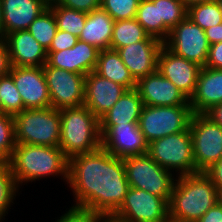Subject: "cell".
I'll list each match as a JSON object with an SVG mask.
<instances>
[{"label": "cell", "mask_w": 222, "mask_h": 222, "mask_svg": "<svg viewBox=\"0 0 222 222\" xmlns=\"http://www.w3.org/2000/svg\"><path fill=\"white\" fill-rule=\"evenodd\" d=\"M25 109L51 107L49 89L42 67H15L9 73Z\"/></svg>", "instance_id": "obj_14"}, {"label": "cell", "mask_w": 222, "mask_h": 222, "mask_svg": "<svg viewBox=\"0 0 222 222\" xmlns=\"http://www.w3.org/2000/svg\"><path fill=\"white\" fill-rule=\"evenodd\" d=\"M8 163L18 187L50 175H62L68 181L69 160L60 147L16 144Z\"/></svg>", "instance_id": "obj_3"}, {"label": "cell", "mask_w": 222, "mask_h": 222, "mask_svg": "<svg viewBox=\"0 0 222 222\" xmlns=\"http://www.w3.org/2000/svg\"><path fill=\"white\" fill-rule=\"evenodd\" d=\"M147 154L168 171H179V176L197 173L189 129L150 142Z\"/></svg>", "instance_id": "obj_7"}, {"label": "cell", "mask_w": 222, "mask_h": 222, "mask_svg": "<svg viewBox=\"0 0 222 222\" xmlns=\"http://www.w3.org/2000/svg\"><path fill=\"white\" fill-rule=\"evenodd\" d=\"M164 45L174 54L205 67L210 44L204 30L188 16L170 31Z\"/></svg>", "instance_id": "obj_12"}, {"label": "cell", "mask_w": 222, "mask_h": 222, "mask_svg": "<svg viewBox=\"0 0 222 222\" xmlns=\"http://www.w3.org/2000/svg\"><path fill=\"white\" fill-rule=\"evenodd\" d=\"M76 204L103 215H113L130 188L122 158L99 149L69 160L68 181Z\"/></svg>", "instance_id": "obj_1"}, {"label": "cell", "mask_w": 222, "mask_h": 222, "mask_svg": "<svg viewBox=\"0 0 222 222\" xmlns=\"http://www.w3.org/2000/svg\"><path fill=\"white\" fill-rule=\"evenodd\" d=\"M105 216L87 208L72 206L56 222H100Z\"/></svg>", "instance_id": "obj_36"}, {"label": "cell", "mask_w": 222, "mask_h": 222, "mask_svg": "<svg viewBox=\"0 0 222 222\" xmlns=\"http://www.w3.org/2000/svg\"><path fill=\"white\" fill-rule=\"evenodd\" d=\"M4 40L12 66L42 67L47 62V51L28 30L9 33Z\"/></svg>", "instance_id": "obj_20"}, {"label": "cell", "mask_w": 222, "mask_h": 222, "mask_svg": "<svg viewBox=\"0 0 222 222\" xmlns=\"http://www.w3.org/2000/svg\"><path fill=\"white\" fill-rule=\"evenodd\" d=\"M189 130L197 172H205L222 158V127L205 114L194 113Z\"/></svg>", "instance_id": "obj_9"}, {"label": "cell", "mask_w": 222, "mask_h": 222, "mask_svg": "<svg viewBox=\"0 0 222 222\" xmlns=\"http://www.w3.org/2000/svg\"><path fill=\"white\" fill-rule=\"evenodd\" d=\"M205 115L222 127V103L213 106Z\"/></svg>", "instance_id": "obj_44"}, {"label": "cell", "mask_w": 222, "mask_h": 222, "mask_svg": "<svg viewBox=\"0 0 222 222\" xmlns=\"http://www.w3.org/2000/svg\"><path fill=\"white\" fill-rule=\"evenodd\" d=\"M3 10V38L5 35L27 30L29 25L49 6L47 0H1Z\"/></svg>", "instance_id": "obj_21"}, {"label": "cell", "mask_w": 222, "mask_h": 222, "mask_svg": "<svg viewBox=\"0 0 222 222\" xmlns=\"http://www.w3.org/2000/svg\"><path fill=\"white\" fill-rule=\"evenodd\" d=\"M135 19L149 36L163 43L168 39L171 30L159 21L158 0H141Z\"/></svg>", "instance_id": "obj_26"}, {"label": "cell", "mask_w": 222, "mask_h": 222, "mask_svg": "<svg viewBox=\"0 0 222 222\" xmlns=\"http://www.w3.org/2000/svg\"><path fill=\"white\" fill-rule=\"evenodd\" d=\"M143 102L136 89L127 90L100 119L99 125L138 123Z\"/></svg>", "instance_id": "obj_24"}, {"label": "cell", "mask_w": 222, "mask_h": 222, "mask_svg": "<svg viewBox=\"0 0 222 222\" xmlns=\"http://www.w3.org/2000/svg\"><path fill=\"white\" fill-rule=\"evenodd\" d=\"M16 144L59 147L60 110L53 107L24 109L14 116Z\"/></svg>", "instance_id": "obj_5"}, {"label": "cell", "mask_w": 222, "mask_h": 222, "mask_svg": "<svg viewBox=\"0 0 222 222\" xmlns=\"http://www.w3.org/2000/svg\"><path fill=\"white\" fill-rule=\"evenodd\" d=\"M147 36L148 34L135 18L115 21L110 49L117 50L129 44L142 41Z\"/></svg>", "instance_id": "obj_27"}, {"label": "cell", "mask_w": 222, "mask_h": 222, "mask_svg": "<svg viewBox=\"0 0 222 222\" xmlns=\"http://www.w3.org/2000/svg\"><path fill=\"white\" fill-rule=\"evenodd\" d=\"M78 41L79 38L75 35H72L69 32L63 30H57L48 51H62L64 49H70Z\"/></svg>", "instance_id": "obj_37"}, {"label": "cell", "mask_w": 222, "mask_h": 222, "mask_svg": "<svg viewBox=\"0 0 222 222\" xmlns=\"http://www.w3.org/2000/svg\"><path fill=\"white\" fill-rule=\"evenodd\" d=\"M11 61L4 38L0 37V77L8 75L11 70Z\"/></svg>", "instance_id": "obj_40"}, {"label": "cell", "mask_w": 222, "mask_h": 222, "mask_svg": "<svg viewBox=\"0 0 222 222\" xmlns=\"http://www.w3.org/2000/svg\"><path fill=\"white\" fill-rule=\"evenodd\" d=\"M59 147L68 160L101 147L99 119L85 106L60 110Z\"/></svg>", "instance_id": "obj_4"}, {"label": "cell", "mask_w": 222, "mask_h": 222, "mask_svg": "<svg viewBox=\"0 0 222 222\" xmlns=\"http://www.w3.org/2000/svg\"><path fill=\"white\" fill-rule=\"evenodd\" d=\"M222 103V69L202 67L194 93L189 99L193 113L205 114Z\"/></svg>", "instance_id": "obj_22"}, {"label": "cell", "mask_w": 222, "mask_h": 222, "mask_svg": "<svg viewBox=\"0 0 222 222\" xmlns=\"http://www.w3.org/2000/svg\"><path fill=\"white\" fill-rule=\"evenodd\" d=\"M218 202L222 205V188L218 190Z\"/></svg>", "instance_id": "obj_48"}, {"label": "cell", "mask_w": 222, "mask_h": 222, "mask_svg": "<svg viewBox=\"0 0 222 222\" xmlns=\"http://www.w3.org/2000/svg\"><path fill=\"white\" fill-rule=\"evenodd\" d=\"M55 16L58 30H63L79 38L84 28L87 13L67 8L57 4L54 0L48 6Z\"/></svg>", "instance_id": "obj_28"}, {"label": "cell", "mask_w": 222, "mask_h": 222, "mask_svg": "<svg viewBox=\"0 0 222 222\" xmlns=\"http://www.w3.org/2000/svg\"><path fill=\"white\" fill-rule=\"evenodd\" d=\"M142 99L143 105L177 106L190 105L189 99L158 70L139 78L135 88Z\"/></svg>", "instance_id": "obj_17"}, {"label": "cell", "mask_w": 222, "mask_h": 222, "mask_svg": "<svg viewBox=\"0 0 222 222\" xmlns=\"http://www.w3.org/2000/svg\"><path fill=\"white\" fill-rule=\"evenodd\" d=\"M115 21L101 7L87 13L84 28L79 36L82 40L97 49H110L111 37Z\"/></svg>", "instance_id": "obj_23"}, {"label": "cell", "mask_w": 222, "mask_h": 222, "mask_svg": "<svg viewBox=\"0 0 222 222\" xmlns=\"http://www.w3.org/2000/svg\"><path fill=\"white\" fill-rule=\"evenodd\" d=\"M51 107L62 110L84 105L85 75L43 65Z\"/></svg>", "instance_id": "obj_11"}, {"label": "cell", "mask_w": 222, "mask_h": 222, "mask_svg": "<svg viewBox=\"0 0 222 222\" xmlns=\"http://www.w3.org/2000/svg\"><path fill=\"white\" fill-rule=\"evenodd\" d=\"M187 16L203 30L222 23V13L216 0L188 7Z\"/></svg>", "instance_id": "obj_30"}, {"label": "cell", "mask_w": 222, "mask_h": 222, "mask_svg": "<svg viewBox=\"0 0 222 222\" xmlns=\"http://www.w3.org/2000/svg\"><path fill=\"white\" fill-rule=\"evenodd\" d=\"M216 2L218 3L220 11L222 13V0H216Z\"/></svg>", "instance_id": "obj_49"}, {"label": "cell", "mask_w": 222, "mask_h": 222, "mask_svg": "<svg viewBox=\"0 0 222 222\" xmlns=\"http://www.w3.org/2000/svg\"><path fill=\"white\" fill-rule=\"evenodd\" d=\"M201 68L199 64L174 54L165 45L159 52L157 70L188 99L194 93Z\"/></svg>", "instance_id": "obj_15"}, {"label": "cell", "mask_w": 222, "mask_h": 222, "mask_svg": "<svg viewBox=\"0 0 222 222\" xmlns=\"http://www.w3.org/2000/svg\"><path fill=\"white\" fill-rule=\"evenodd\" d=\"M100 222H123L121 220H118L117 218L113 217L112 215L110 216H105Z\"/></svg>", "instance_id": "obj_47"}, {"label": "cell", "mask_w": 222, "mask_h": 222, "mask_svg": "<svg viewBox=\"0 0 222 222\" xmlns=\"http://www.w3.org/2000/svg\"><path fill=\"white\" fill-rule=\"evenodd\" d=\"M190 105H144L139 118V128L148 143L189 129L193 116Z\"/></svg>", "instance_id": "obj_8"}, {"label": "cell", "mask_w": 222, "mask_h": 222, "mask_svg": "<svg viewBox=\"0 0 222 222\" xmlns=\"http://www.w3.org/2000/svg\"><path fill=\"white\" fill-rule=\"evenodd\" d=\"M141 0H101V8L105 10L114 21L129 20L136 17Z\"/></svg>", "instance_id": "obj_35"}, {"label": "cell", "mask_w": 222, "mask_h": 222, "mask_svg": "<svg viewBox=\"0 0 222 222\" xmlns=\"http://www.w3.org/2000/svg\"><path fill=\"white\" fill-rule=\"evenodd\" d=\"M5 114L3 108H2V103H1V100H0V115H3Z\"/></svg>", "instance_id": "obj_50"}, {"label": "cell", "mask_w": 222, "mask_h": 222, "mask_svg": "<svg viewBox=\"0 0 222 222\" xmlns=\"http://www.w3.org/2000/svg\"><path fill=\"white\" fill-rule=\"evenodd\" d=\"M210 45L222 42V23L204 30Z\"/></svg>", "instance_id": "obj_43"}, {"label": "cell", "mask_w": 222, "mask_h": 222, "mask_svg": "<svg viewBox=\"0 0 222 222\" xmlns=\"http://www.w3.org/2000/svg\"><path fill=\"white\" fill-rule=\"evenodd\" d=\"M101 147L118 158L143 155L148 152L149 143L138 123L123 125H99Z\"/></svg>", "instance_id": "obj_13"}, {"label": "cell", "mask_w": 222, "mask_h": 222, "mask_svg": "<svg viewBox=\"0 0 222 222\" xmlns=\"http://www.w3.org/2000/svg\"><path fill=\"white\" fill-rule=\"evenodd\" d=\"M183 1H184V4H185L186 8H188L192 5L211 2V1H215V0H183Z\"/></svg>", "instance_id": "obj_45"}, {"label": "cell", "mask_w": 222, "mask_h": 222, "mask_svg": "<svg viewBox=\"0 0 222 222\" xmlns=\"http://www.w3.org/2000/svg\"><path fill=\"white\" fill-rule=\"evenodd\" d=\"M57 4L89 13L101 7V0H54Z\"/></svg>", "instance_id": "obj_38"}, {"label": "cell", "mask_w": 222, "mask_h": 222, "mask_svg": "<svg viewBox=\"0 0 222 222\" xmlns=\"http://www.w3.org/2000/svg\"><path fill=\"white\" fill-rule=\"evenodd\" d=\"M16 191H18V186L11 173L9 163L0 161V222L8 212L10 204L13 203Z\"/></svg>", "instance_id": "obj_32"}, {"label": "cell", "mask_w": 222, "mask_h": 222, "mask_svg": "<svg viewBox=\"0 0 222 222\" xmlns=\"http://www.w3.org/2000/svg\"><path fill=\"white\" fill-rule=\"evenodd\" d=\"M0 37L3 38V10H2L1 0H0Z\"/></svg>", "instance_id": "obj_46"}, {"label": "cell", "mask_w": 222, "mask_h": 222, "mask_svg": "<svg viewBox=\"0 0 222 222\" xmlns=\"http://www.w3.org/2000/svg\"><path fill=\"white\" fill-rule=\"evenodd\" d=\"M205 173L211 178L218 190L222 188V158L207 169Z\"/></svg>", "instance_id": "obj_41"}, {"label": "cell", "mask_w": 222, "mask_h": 222, "mask_svg": "<svg viewBox=\"0 0 222 222\" xmlns=\"http://www.w3.org/2000/svg\"><path fill=\"white\" fill-rule=\"evenodd\" d=\"M164 43L152 36L117 49L130 74L137 81L157 71L158 55Z\"/></svg>", "instance_id": "obj_16"}, {"label": "cell", "mask_w": 222, "mask_h": 222, "mask_svg": "<svg viewBox=\"0 0 222 222\" xmlns=\"http://www.w3.org/2000/svg\"><path fill=\"white\" fill-rule=\"evenodd\" d=\"M123 162L130 187L145 190L169 203L176 180L173 171L158 165L147 153L123 158Z\"/></svg>", "instance_id": "obj_6"}, {"label": "cell", "mask_w": 222, "mask_h": 222, "mask_svg": "<svg viewBox=\"0 0 222 222\" xmlns=\"http://www.w3.org/2000/svg\"><path fill=\"white\" fill-rule=\"evenodd\" d=\"M94 72L103 78L121 84L128 90L136 88V80L130 74L117 50H101Z\"/></svg>", "instance_id": "obj_25"}, {"label": "cell", "mask_w": 222, "mask_h": 222, "mask_svg": "<svg viewBox=\"0 0 222 222\" xmlns=\"http://www.w3.org/2000/svg\"><path fill=\"white\" fill-rule=\"evenodd\" d=\"M205 67L222 69V42L210 45Z\"/></svg>", "instance_id": "obj_39"}, {"label": "cell", "mask_w": 222, "mask_h": 222, "mask_svg": "<svg viewBox=\"0 0 222 222\" xmlns=\"http://www.w3.org/2000/svg\"><path fill=\"white\" fill-rule=\"evenodd\" d=\"M27 30L48 51L58 30L53 11L48 7L29 25Z\"/></svg>", "instance_id": "obj_29"}, {"label": "cell", "mask_w": 222, "mask_h": 222, "mask_svg": "<svg viewBox=\"0 0 222 222\" xmlns=\"http://www.w3.org/2000/svg\"><path fill=\"white\" fill-rule=\"evenodd\" d=\"M0 100L5 114L15 116L25 109L10 74L0 77Z\"/></svg>", "instance_id": "obj_31"}, {"label": "cell", "mask_w": 222, "mask_h": 222, "mask_svg": "<svg viewBox=\"0 0 222 222\" xmlns=\"http://www.w3.org/2000/svg\"><path fill=\"white\" fill-rule=\"evenodd\" d=\"M169 206V220L196 222L218 202V189L205 172L176 176Z\"/></svg>", "instance_id": "obj_2"}, {"label": "cell", "mask_w": 222, "mask_h": 222, "mask_svg": "<svg viewBox=\"0 0 222 222\" xmlns=\"http://www.w3.org/2000/svg\"><path fill=\"white\" fill-rule=\"evenodd\" d=\"M196 222H222V205L217 202Z\"/></svg>", "instance_id": "obj_42"}, {"label": "cell", "mask_w": 222, "mask_h": 222, "mask_svg": "<svg viewBox=\"0 0 222 222\" xmlns=\"http://www.w3.org/2000/svg\"><path fill=\"white\" fill-rule=\"evenodd\" d=\"M159 21L172 30L187 16L183 0H158Z\"/></svg>", "instance_id": "obj_33"}, {"label": "cell", "mask_w": 222, "mask_h": 222, "mask_svg": "<svg viewBox=\"0 0 222 222\" xmlns=\"http://www.w3.org/2000/svg\"><path fill=\"white\" fill-rule=\"evenodd\" d=\"M15 146L14 116L0 115V161L8 162Z\"/></svg>", "instance_id": "obj_34"}, {"label": "cell", "mask_w": 222, "mask_h": 222, "mask_svg": "<svg viewBox=\"0 0 222 222\" xmlns=\"http://www.w3.org/2000/svg\"><path fill=\"white\" fill-rule=\"evenodd\" d=\"M99 52L96 47L79 40L70 49L47 51L46 64L86 76L95 70Z\"/></svg>", "instance_id": "obj_19"}, {"label": "cell", "mask_w": 222, "mask_h": 222, "mask_svg": "<svg viewBox=\"0 0 222 222\" xmlns=\"http://www.w3.org/2000/svg\"><path fill=\"white\" fill-rule=\"evenodd\" d=\"M127 90L92 71L85 76L84 105L100 119Z\"/></svg>", "instance_id": "obj_18"}, {"label": "cell", "mask_w": 222, "mask_h": 222, "mask_svg": "<svg viewBox=\"0 0 222 222\" xmlns=\"http://www.w3.org/2000/svg\"><path fill=\"white\" fill-rule=\"evenodd\" d=\"M112 216L123 222H167L169 206L164 198L130 187L123 203Z\"/></svg>", "instance_id": "obj_10"}]
</instances>
